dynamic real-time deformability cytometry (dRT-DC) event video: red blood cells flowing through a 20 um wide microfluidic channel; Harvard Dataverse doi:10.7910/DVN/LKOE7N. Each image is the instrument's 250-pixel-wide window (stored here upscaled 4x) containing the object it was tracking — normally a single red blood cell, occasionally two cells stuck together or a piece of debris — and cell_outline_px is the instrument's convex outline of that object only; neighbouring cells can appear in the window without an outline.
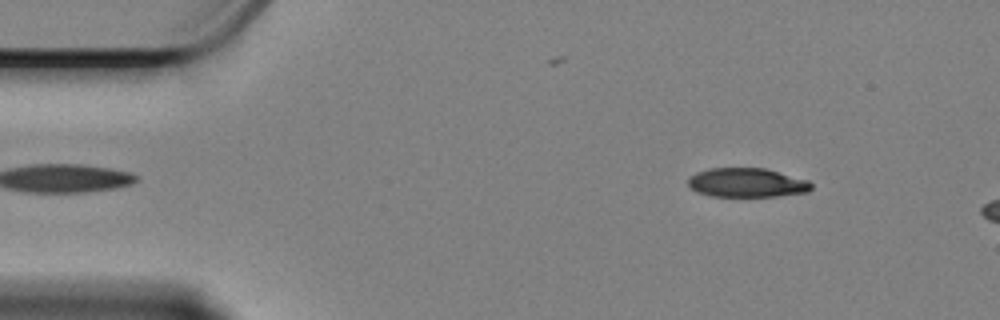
{"species": "Egyptian fruit bat (a non-hibernating species)", "species_latin": "Rousettus aegyptiacus", "temperature_condition": "cold", "stored_images_in_passage": 9, "camera_frame_rate_fps": 3000, "um_per_image_px": 0.085, "animal": {"sex": "female"}, "frame": {"image": 1, "passage_image": 3, "time_ms": 0.667, "image_size_px": [1000, 320], "cell_outline_px": [[812, 188], [808, 192], [776, 196], [712, 196], [696, 192], [688, 184], [688, 176], [696, 172], [708, 168], [764, 168], [808, 180], [812, 184]], "centroid_in_image_um": [63.46, 15.52], "position_along_channel_um": 21.5, "area_um2": 20.92}}